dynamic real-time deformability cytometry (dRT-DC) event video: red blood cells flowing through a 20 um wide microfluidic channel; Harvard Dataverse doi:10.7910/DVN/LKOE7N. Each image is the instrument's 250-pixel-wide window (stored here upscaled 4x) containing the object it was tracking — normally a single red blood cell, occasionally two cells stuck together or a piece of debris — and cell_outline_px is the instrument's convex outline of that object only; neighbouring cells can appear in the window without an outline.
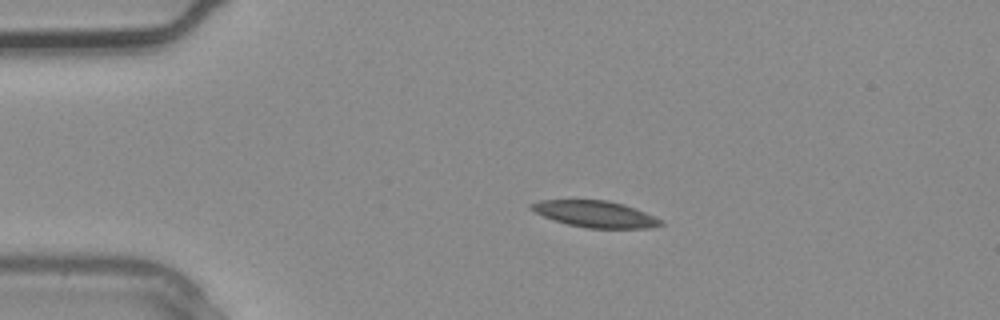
{"species": "common noctule bat (a hibernating species)", "species_latin": "Nyctalus noctula", "temperature_condition": "warm", "stored_images_in_passage": 3, "camera_frame_rate_fps": 3000, "um_per_image_px": 0.085, "animal": {"sex": "male", "body_mass_g": 20.4}, "frame": {"image": 1, "passage_image": 2, "time_ms": 0.333, "image_size_px": [1000, 320], "cell_outline_px": [[664, 224], [648, 228], [588, 228], [568, 224], [544, 216], [528, 208], [528, 204], [540, 200], [608, 200], [624, 204], [636, 208], [664, 220]], "centroid_in_image_um": [50.62, 18.18], "position_along_channel_um": 34.4, "area_um2": 20.0}}